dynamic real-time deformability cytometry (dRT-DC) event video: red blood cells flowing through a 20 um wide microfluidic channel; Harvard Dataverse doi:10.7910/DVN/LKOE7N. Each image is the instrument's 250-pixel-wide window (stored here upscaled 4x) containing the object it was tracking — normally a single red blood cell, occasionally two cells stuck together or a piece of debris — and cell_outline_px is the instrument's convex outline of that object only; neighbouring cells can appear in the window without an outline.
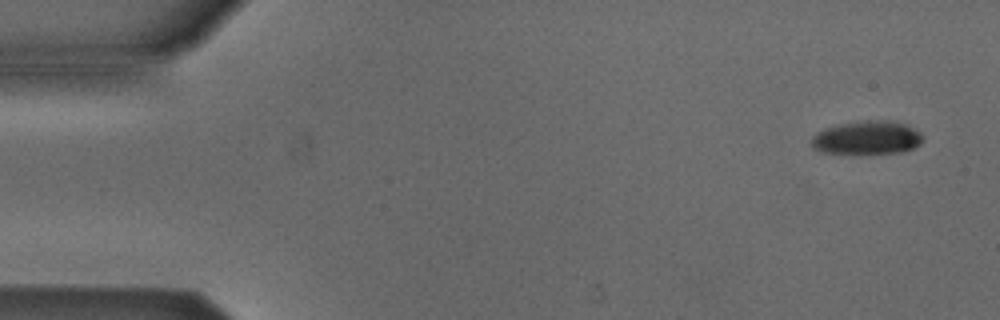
{"species": "Egyptian fruit bat (a non-hibernating species)", "species_latin": "Rousettus aegyptiacus", "temperature_condition": "cold", "stored_images_in_passage": 4, "camera_frame_rate_fps": 3000, "um_per_image_px": 0.085, "animal": {"sex": "male"}, "frame": {"image": 1, "passage_image": 1, "time_ms": 0.0, "image_size_px": [1000, 320], "cell_outline_px": [[924, 140], [920, 144], [904, 152], [820, 152], [812, 148], [812, 136], [816, 132], [840, 124], [888, 120], [904, 124], [920, 132], [924, 136]], "centroid_in_image_um": [73.73, 11.71], "position_along_channel_um": 11.3, "area_um2": 20.98}}
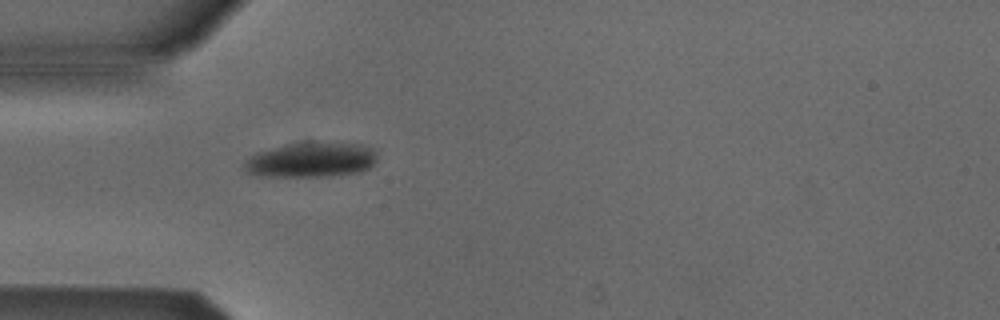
{"frame": {"image": 2, "passage_image": 4, "time_ms": 4.333, "image_size_px": [1000, 320], "cell_outline_px": [[376, 160], [368, 168], [360, 172], [332, 176], [268, 176], [248, 172], [244, 168], [244, 164], [256, 152], [292, 144], [352, 144], [372, 148]], "centroid_in_image_um": [26.45, 13.63], "position_along_channel_um": 58.5, "area_um2": 25.78}}